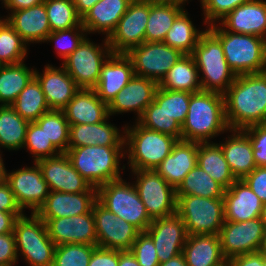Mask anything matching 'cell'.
<instances>
[{
  "mask_svg": "<svg viewBox=\"0 0 266 266\" xmlns=\"http://www.w3.org/2000/svg\"><path fill=\"white\" fill-rule=\"evenodd\" d=\"M176 213L188 235H218L225 222L223 198L176 196Z\"/></svg>",
  "mask_w": 266,
  "mask_h": 266,
  "instance_id": "cell-9",
  "label": "cell"
},
{
  "mask_svg": "<svg viewBox=\"0 0 266 266\" xmlns=\"http://www.w3.org/2000/svg\"><path fill=\"white\" fill-rule=\"evenodd\" d=\"M145 232L154 242L159 263L181 254L188 237L186 226L177 213L152 220Z\"/></svg>",
  "mask_w": 266,
  "mask_h": 266,
  "instance_id": "cell-19",
  "label": "cell"
},
{
  "mask_svg": "<svg viewBox=\"0 0 266 266\" xmlns=\"http://www.w3.org/2000/svg\"><path fill=\"white\" fill-rule=\"evenodd\" d=\"M73 167L81 176L98 188L102 184L122 178L119 165L125 154V146H83L65 152ZM121 169V170H120Z\"/></svg>",
  "mask_w": 266,
  "mask_h": 266,
  "instance_id": "cell-4",
  "label": "cell"
},
{
  "mask_svg": "<svg viewBox=\"0 0 266 266\" xmlns=\"http://www.w3.org/2000/svg\"><path fill=\"white\" fill-rule=\"evenodd\" d=\"M45 0H7L3 5L9 12L22 10L29 7H33L34 5H38Z\"/></svg>",
  "mask_w": 266,
  "mask_h": 266,
  "instance_id": "cell-58",
  "label": "cell"
},
{
  "mask_svg": "<svg viewBox=\"0 0 266 266\" xmlns=\"http://www.w3.org/2000/svg\"><path fill=\"white\" fill-rule=\"evenodd\" d=\"M191 94L186 91L166 90L158 86L154 101L182 126L187 117Z\"/></svg>",
  "mask_w": 266,
  "mask_h": 266,
  "instance_id": "cell-45",
  "label": "cell"
},
{
  "mask_svg": "<svg viewBox=\"0 0 266 266\" xmlns=\"http://www.w3.org/2000/svg\"><path fill=\"white\" fill-rule=\"evenodd\" d=\"M13 232L18 257L22 256L29 266L53 265L56 245L48 235L45 222L36 213L18 217Z\"/></svg>",
  "mask_w": 266,
  "mask_h": 266,
  "instance_id": "cell-7",
  "label": "cell"
},
{
  "mask_svg": "<svg viewBox=\"0 0 266 266\" xmlns=\"http://www.w3.org/2000/svg\"><path fill=\"white\" fill-rule=\"evenodd\" d=\"M11 106L28 122H35L44 113L50 111L40 82L35 76L19 93L15 102Z\"/></svg>",
  "mask_w": 266,
  "mask_h": 266,
  "instance_id": "cell-38",
  "label": "cell"
},
{
  "mask_svg": "<svg viewBox=\"0 0 266 266\" xmlns=\"http://www.w3.org/2000/svg\"><path fill=\"white\" fill-rule=\"evenodd\" d=\"M262 258H263L264 266H266V254H262Z\"/></svg>",
  "mask_w": 266,
  "mask_h": 266,
  "instance_id": "cell-66",
  "label": "cell"
},
{
  "mask_svg": "<svg viewBox=\"0 0 266 266\" xmlns=\"http://www.w3.org/2000/svg\"><path fill=\"white\" fill-rule=\"evenodd\" d=\"M151 3H164V4H175V5H185L188 0H147Z\"/></svg>",
  "mask_w": 266,
  "mask_h": 266,
  "instance_id": "cell-62",
  "label": "cell"
},
{
  "mask_svg": "<svg viewBox=\"0 0 266 266\" xmlns=\"http://www.w3.org/2000/svg\"><path fill=\"white\" fill-rule=\"evenodd\" d=\"M0 153H2L0 151ZM4 162H3V158H2V154H0V184L3 183L6 179V168L4 166Z\"/></svg>",
  "mask_w": 266,
  "mask_h": 266,
  "instance_id": "cell-63",
  "label": "cell"
},
{
  "mask_svg": "<svg viewBox=\"0 0 266 266\" xmlns=\"http://www.w3.org/2000/svg\"><path fill=\"white\" fill-rule=\"evenodd\" d=\"M149 1L133 0L115 30L107 38L112 54H127L145 42Z\"/></svg>",
  "mask_w": 266,
  "mask_h": 266,
  "instance_id": "cell-13",
  "label": "cell"
},
{
  "mask_svg": "<svg viewBox=\"0 0 266 266\" xmlns=\"http://www.w3.org/2000/svg\"><path fill=\"white\" fill-rule=\"evenodd\" d=\"M261 220L264 223V226L266 228V202L263 203L262 213H261Z\"/></svg>",
  "mask_w": 266,
  "mask_h": 266,
  "instance_id": "cell-65",
  "label": "cell"
},
{
  "mask_svg": "<svg viewBox=\"0 0 266 266\" xmlns=\"http://www.w3.org/2000/svg\"><path fill=\"white\" fill-rule=\"evenodd\" d=\"M1 1H2L3 4H5L7 0H1Z\"/></svg>",
  "mask_w": 266,
  "mask_h": 266,
  "instance_id": "cell-68",
  "label": "cell"
},
{
  "mask_svg": "<svg viewBox=\"0 0 266 266\" xmlns=\"http://www.w3.org/2000/svg\"><path fill=\"white\" fill-rule=\"evenodd\" d=\"M24 214V212L0 211V234L12 233L16 219Z\"/></svg>",
  "mask_w": 266,
  "mask_h": 266,
  "instance_id": "cell-57",
  "label": "cell"
},
{
  "mask_svg": "<svg viewBox=\"0 0 266 266\" xmlns=\"http://www.w3.org/2000/svg\"><path fill=\"white\" fill-rule=\"evenodd\" d=\"M219 24L233 33L266 39V1L250 0L236 7Z\"/></svg>",
  "mask_w": 266,
  "mask_h": 266,
  "instance_id": "cell-24",
  "label": "cell"
},
{
  "mask_svg": "<svg viewBox=\"0 0 266 266\" xmlns=\"http://www.w3.org/2000/svg\"><path fill=\"white\" fill-rule=\"evenodd\" d=\"M206 28L220 40L226 62L236 76L266 71V39L226 31L220 24Z\"/></svg>",
  "mask_w": 266,
  "mask_h": 266,
  "instance_id": "cell-5",
  "label": "cell"
},
{
  "mask_svg": "<svg viewBox=\"0 0 266 266\" xmlns=\"http://www.w3.org/2000/svg\"><path fill=\"white\" fill-rule=\"evenodd\" d=\"M119 250L97 247L90 258L88 266H118Z\"/></svg>",
  "mask_w": 266,
  "mask_h": 266,
  "instance_id": "cell-54",
  "label": "cell"
},
{
  "mask_svg": "<svg viewBox=\"0 0 266 266\" xmlns=\"http://www.w3.org/2000/svg\"><path fill=\"white\" fill-rule=\"evenodd\" d=\"M199 71L192 55H183L167 72L159 83L166 90L186 91L195 93L201 91Z\"/></svg>",
  "mask_w": 266,
  "mask_h": 266,
  "instance_id": "cell-33",
  "label": "cell"
},
{
  "mask_svg": "<svg viewBox=\"0 0 266 266\" xmlns=\"http://www.w3.org/2000/svg\"><path fill=\"white\" fill-rule=\"evenodd\" d=\"M158 86L152 79L134 75L108 105L109 116L134 111L137 121L147 106L154 101Z\"/></svg>",
  "mask_w": 266,
  "mask_h": 266,
  "instance_id": "cell-20",
  "label": "cell"
},
{
  "mask_svg": "<svg viewBox=\"0 0 266 266\" xmlns=\"http://www.w3.org/2000/svg\"><path fill=\"white\" fill-rule=\"evenodd\" d=\"M28 125L12 106L0 105V148L22 149Z\"/></svg>",
  "mask_w": 266,
  "mask_h": 266,
  "instance_id": "cell-37",
  "label": "cell"
},
{
  "mask_svg": "<svg viewBox=\"0 0 266 266\" xmlns=\"http://www.w3.org/2000/svg\"><path fill=\"white\" fill-rule=\"evenodd\" d=\"M182 254L188 266H227L218 235H188Z\"/></svg>",
  "mask_w": 266,
  "mask_h": 266,
  "instance_id": "cell-32",
  "label": "cell"
},
{
  "mask_svg": "<svg viewBox=\"0 0 266 266\" xmlns=\"http://www.w3.org/2000/svg\"><path fill=\"white\" fill-rule=\"evenodd\" d=\"M251 190L266 202V166L256 167L250 174L243 179Z\"/></svg>",
  "mask_w": 266,
  "mask_h": 266,
  "instance_id": "cell-53",
  "label": "cell"
},
{
  "mask_svg": "<svg viewBox=\"0 0 266 266\" xmlns=\"http://www.w3.org/2000/svg\"><path fill=\"white\" fill-rule=\"evenodd\" d=\"M227 266H264L262 253L258 251L235 256L228 261Z\"/></svg>",
  "mask_w": 266,
  "mask_h": 266,
  "instance_id": "cell-56",
  "label": "cell"
},
{
  "mask_svg": "<svg viewBox=\"0 0 266 266\" xmlns=\"http://www.w3.org/2000/svg\"><path fill=\"white\" fill-rule=\"evenodd\" d=\"M23 147L34 156V162L49 158L61 152L48 140L47 135L36 122H29Z\"/></svg>",
  "mask_w": 266,
  "mask_h": 266,
  "instance_id": "cell-47",
  "label": "cell"
},
{
  "mask_svg": "<svg viewBox=\"0 0 266 266\" xmlns=\"http://www.w3.org/2000/svg\"><path fill=\"white\" fill-rule=\"evenodd\" d=\"M97 200L140 232H145L152 222L134 184L124 181L123 178L98 187Z\"/></svg>",
  "mask_w": 266,
  "mask_h": 266,
  "instance_id": "cell-8",
  "label": "cell"
},
{
  "mask_svg": "<svg viewBox=\"0 0 266 266\" xmlns=\"http://www.w3.org/2000/svg\"><path fill=\"white\" fill-rule=\"evenodd\" d=\"M31 167H21L7 173L5 181L9 184L13 195L20 208H28L31 213H36L44 204L50 193L47 182L37 162Z\"/></svg>",
  "mask_w": 266,
  "mask_h": 266,
  "instance_id": "cell-16",
  "label": "cell"
},
{
  "mask_svg": "<svg viewBox=\"0 0 266 266\" xmlns=\"http://www.w3.org/2000/svg\"><path fill=\"white\" fill-rule=\"evenodd\" d=\"M95 217L97 246L105 249L130 251L140 231L117 217L96 200L92 207Z\"/></svg>",
  "mask_w": 266,
  "mask_h": 266,
  "instance_id": "cell-15",
  "label": "cell"
},
{
  "mask_svg": "<svg viewBox=\"0 0 266 266\" xmlns=\"http://www.w3.org/2000/svg\"><path fill=\"white\" fill-rule=\"evenodd\" d=\"M250 139L256 167L266 166V127L253 125L242 130Z\"/></svg>",
  "mask_w": 266,
  "mask_h": 266,
  "instance_id": "cell-51",
  "label": "cell"
},
{
  "mask_svg": "<svg viewBox=\"0 0 266 266\" xmlns=\"http://www.w3.org/2000/svg\"><path fill=\"white\" fill-rule=\"evenodd\" d=\"M224 219L243 222L261 217L263 202L244 180H236L224 191Z\"/></svg>",
  "mask_w": 266,
  "mask_h": 266,
  "instance_id": "cell-23",
  "label": "cell"
},
{
  "mask_svg": "<svg viewBox=\"0 0 266 266\" xmlns=\"http://www.w3.org/2000/svg\"><path fill=\"white\" fill-rule=\"evenodd\" d=\"M259 251L262 254H266V228H265V231H264L263 242H262V245H261V248H260Z\"/></svg>",
  "mask_w": 266,
  "mask_h": 266,
  "instance_id": "cell-64",
  "label": "cell"
},
{
  "mask_svg": "<svg viewBox=\"0 0 266 266\" xmlns=\"http://www.w3.org/2000/svg\"><path fill=\"white\" fill-rule=\"evenodd\" d=\"M130 251L141 266H159L160 264L154 242L146 232L138 234Z\"/></svg>",
  "mask_w": 266,
  "mask_h": 266,
  "instance_id": "cell-50",
  "label": "cell"
},
{
  "mask_svg": "<svg viewBox=\"0 0 266 266\" xmlns=\"http://www.w3.org/2000/svg\"><path fill=\"white\" fill-rule=\"evenodd\" d=\"M35 122L44 129L48 140L60 152H66L68 150L70 125L63 110H50Z\"/></svg>",
  "mask_w": 266,
  "mask_h": 266,
  "instance_id": "cell-41",
  "label": "cell"
},
{
  "mask_svg": "<svg viewBox=\"0 0 266 266\" xmlns=\"http://www.w3.org/2000/svg\"><path fill=\"white\" fill-rule=\"evenodd\" d=\"M34 76L35 69L24 61L0 67V105L11 106Z\"/></svg>",
  "mask_w": 266,
  "mask_h": 266,
  "instance_id": "cell-35",
  "label": "cell"
},
{
  "mask_svg": "<svg viewBox=\"0 0 266 266\" xmlns=\"http://www.w3.org/2000/svg\"><path fill=\"white\" fill-rule=\"evenodd\" d=\"M185 6L149 1V17L145 30V42H163L176 17Z\"/></svg>",
  "mask_w": 266,
  "mask_h": 266,
  "instance_id": "cell-36",
  "label": "cell"
},
{
  "mask_svg": "<svg viewBox=\"0 0 266 266\" xmlns=\"http://www.w3.org/2000/svg\"><path fill=\"white\" fill-rule=\"evenodd\" d=\"M27 44L4 18L0 24V62L3 65L17 64L28 54Z\"/></svg>",
  "mask_w": 266,
  "mask_h": 266,
  "instance_id": "cell-43",
  "label": "cell"
},
{
  "mask_svg": "<svg viewBox=\"0 0 266 266\" xmlns=\"http://www.w3.org/2000/svg\"><path fill=\"white\" fill-rule=\"evenodd\" d=\"M97 200V192L64 193L50 191L36 214L41 219H57L88 213Z\"/></svg>",
  "mask_w": 266,
  "mask_h": 266,
  "instance_id": "cell-25",
  "label": "cell"
},
{
  "mask_svg": "<svg viewBox=\"0 0 266 266\" xmlns=\"http://www.w3.org/2000/svg\"><path fill=\"white\" fill-rule=\"evenodd\" d=\"M204 31L197 29L188 16V12L183 10L176 17L163 43L180 50L184 55H191Z\"/></svg>",
  "mask_w": 266,
  "mask_h": 266,
  "instance_id": "cell-39",
  "label": "cell"
},
{
  "mask_svg": "<svg viewBox=\"0 0 266 266\" xmlns=\"http://www.w3.org/2000/svg\"><path fill=\"white\" fill-rule=\"evenodd\" d=\"M126 55L133 63L135 75L152 79L159 84L184 54L163 42H143Z\"/></svg>",
  "mask_w": 266,
  "mask_h": 266,
  "instance_id": "cell-12",
  "label": "cell"
},
{
  "mask_svg": "<svg viewBox=\"0 0 266 266\" xmlns=\"http://www.w3.org/2000/svg\"><path fill=\"white\" fill-rule=\"evenodd\" d=\"M264 231L261 217L243 222L225 221L218 234L223 257L229 261L235 256L258 252Z\"/></svg>",
  "mask_w": 266,
  "mask_h": 266,
  "instance_id": "cell-14",
  "label": "cell"
},
{
  "mask_svg": "<svg viewBox=\"0 0 266 266\" xmlns=\"http://www.w3.org/2000/svg\"><path fill=\"white\" fill-rule=\"evenodd\" d=\"M0 211L23 212L6 181L0 184Z\"/></svg>",
  "mask_w": 266,
  "mask_h": 266,
  "instance_id": "cell-55",
  "label": "cell"
},
{
  "mask_svg": "<svg viewBox=\"0 0 266 266\" xmlns=\"http://www.w3.org/2000/svg\"><path fill=\"white\" fill-rule=\"evenodd\" d=\"M50 191L64 193L97 192L73 167L65 152L37 161Z\"/></svg>",
  "mask_w": 266,
  "mask_h": 266,
  "instance_id": "cell-17",
  "label": "cell"
},
{
  "mask_svg": "<svg viewBox=\"0 0 266 266\" xmlns=\"http://www.w3.org/2000/svg\"><path fill=\"white\" fill-rule=\"evenodd\" d=\"M225 189L217 183L198 164L184 177L176 189V196H201L223 198Z\"/></svg>",
  "mask_w": 266,
  "mask_h": 266,
  "instance_id": "cell-40",
  "label": "cell"
},
{
  "mask_svg": "<svg viewBox=\"0 0 266 266\" xmlns=\"http://www.w3.org/2000/svg\"><path fill=\"white\" fill-rule=\"evenodd\" d=\"M97 245L66 243L56 246L52 266H88Z\"/></svg>",
  "mask_w": 266,
  "mask_h": 266,
  "instance_id": "cell-46",
  "label": "cell"
},
{
  "mask_svg": "<svg viewBox=\"0 0 266 266\" xmlns=\"http://www.w3.org/2000/svg\"><path fill=\"white\" fill-rule=\"evenodd\" d=\"M118 266H141L131 251L119 250V264Z\"/></svg>",
  "mask_w": 266,
  "mask_h": 266,
  "instance_id": "cell-60",
  "label": "cell"
},
{
  "mask_svg": "<svg viewBox=\"0 0 266 266\" xmlns=\"http://www.w3.org/2000/svg\"><path fill=\"white\" fill-rule=\"evenodd\" d=\"M250 0H200L204 21L208 26L220 22L236 7ZM217 21V22H216Z\"/></svg>",
  "mask_w": 266,
  "mask_h": 266,
  "instance_id": "cell-49",
  "label": "cell"
},
{
  "mask_svg": "<svg viewBox=\"0 0 266 266\" xmlns=\"http://www.w3.org/2000/svg\"><path fill=\"white\" fill-rule=\"evenodd\" d=\"M133 0H100L82 17V25L90 33L108 38L117 27Z\"/></svg>",
  "mask_w": 266,
  "mask_h": 266,
  "instance_id": "cell-31",
  "label": "cell"
},
{
  "mask_svg": "<svg viewBox=\"0 0 266 266\" xmlns=\"http://www.w3.org/2000/svg\"><path fill=\"white\" fill-rule=\"evenodd\" d=\"M223 95L230 130L266 123V71L237 75Z\"/></svg>",
  "mask_w": 266,
  "mask_h": 266,
  "instance_id": "cell-1",
  "label": "cell"
},
{
  "mask_svg": "<svg viewBox=\"0 0 266 266\" xmlns=\"http://www.w3.org/2000/svg\"><path fill=\"white\" fill-rule=\"evenodd\" d=\"M198 146V142L177 141L171 153L154 170L176 190L196 166Z\"/></svg>",
  "mask_w": 266,
  "mask_h": 266,
  "instance_id": "cell-27",
  "label": "cell"
},
{
  "mask_svg": "<svg viewBox=\"0 0 266 266\" xmlns=\"http://www.w3.org/2000/svg\"><path fill=\"white\" fill-rule=\"evenodd\" d=\"M8 14L5 19L27 45L44 43L51 32L44 2Z\"/></svg>",
  "mask_w": 266,
  "mask_h": 266,
  "instance_id": "cell-26",
  "label": "cell"
},
{
  "mask_svg": "<svg viewBox=\"0 0 266 266\" xmlns=\"http://www.w3.org/2000/svg\"><path fill=\"white\" fill-rule=\"evenodd\" d=\"M229 130L223 94L204 90L191 94L187 117L181 126V140L211 142V138Z\"/></svg>",
  "mask_w": 266,
  "mask_h": 266,
  "instance_id": "cell-2",
  "label": "cell"
},
{
  "mask_svg": "<svg viewBox=\"0 0 266 266\" xmlns=\"http://www.w3.org/2000/svg\"><path fill=\"white\" fill-rule=\"evenodd\" d=\"M135 125L123 127L125 135V157L131 170H154L170 153L178 141L155 130Z\"/></svg>",
  "mask_w": 266,
  "mask_h": 266,
  "instance_id": "cell-3",
  "label": "cell"
},
{
  "mask_svg": "<svg viewBox=\"0 0 266 266\" xmlns=\"http://www.w3.org/2000/svg\"><path fill=\"white\" fill-rule=\"evenodd\" d=\"M15 234H0V266H14L18 260Z\"/></svg>",
  "mask_w": 266,
  "mask_h": 266,
  "instance_id": "cell-52",
  "label": "cell"
},
{
  "mask_svg": "<svg viewBox=\"0 0 266 266\" xmlns=\"http://www.w3.org/2000/svg\"><path fill=\"white\" fill-rule=\"evenodd\" d=\"M87 36V31L81 24L78 27L50 32L44 42H54L58 57L65 60L72 54Z\"/></svg>",
  "mask_w": 266,
  "mask_h": 266,
  "instance_id": "cell-48",
  "label": "cell"
},
{
  "mask_svg": "<svg viewBox=\"0 0 266 266\" xmlns=\"http://www.w3.org/2000/svg\"><path fill=\"white\" fill-rule=\"evenodd\" d=\"M35 77L40 82L50 110H63L80 89L62 66L58 68L47 64L40 74L35 68Z\"/></svg>",
  "mask_w": 266,
  "mask_h": 266,
  "instance_id": "cell-22",
  "label": "cell"
},
{
  "mask_svg": "<svg viewBox=\"0 0 266 266\" xmlns=\"http://www.w3.org/2000/svg\"><path fill=\"white\" fill-rule=\"evenodd\" d=\"M159 266H188L183 254H179L176 257L169 259L163 263H160Z\"/></svg>",
  "mask_w": 266,
  "mask_h": 266,
  "instance_id": "cell-61",
  "label": "cell"
},
{
  "mask_svg": "<svg viewBox=\"0 0 266 266\" xmlns=\"http://www.w3.org/2000/svg\"><path fill=\"white\" fill-rule=\"evenodd\" d=\"M76 6L78 15L82 18L100 0H71Z\"/></svg>",
  "mask_w": 266,
  "mask_h": 266,
  "instance_id": "cell-59",
  "label": "cell"
},
{
  "mask_svg": "<svg viewBox=\"0 0 266 266\" xmlns=\"http://www.w3.org/2000/svg\"><path fill=\"white\" fill-rule=\"evenodd\" d=\"M110 116L100 123L69 126L68 149L83 146H125V135L111 124Z\"/></svg>",
  "mask_w": 266,
  "mask_h": 266,
  "instance_id": "cell-28",
  "label": "cell"
},
{
  "mask_svg": "<svg viewBox=\"0 0 266 266\" xmlns=\"http://www.w3.org/2000/svg\"><path fill=\"white\" fill-rule=\"evenodd\" d=\"M3 20H4V19H3L2 16H1V17H0V24L3 22Z\"/></svg>",
  "mask_w": 266,
  "mask_h": 266,
  "instance_id": "cell-67",
  "label": "cell"
},
{
  "mask_svg": "<svg viewBox=\"0 0 266 266\" xmlns=\"http://www.w3.org/2000/svg\"><path fill=\"white\" fill-rule=\"evenodd\" d=\"M46 12L51 32L78 27L82 18L71 0H45Z\"/></svg>",
  "mask_w": 266,
  "mask_h": 266,
  "instance_id": "cell-42",
  "label": "cell"
},
{
  "mask_svg": "<svg viewBox=\"0 0 266 266\" xmlns=\"http://www.w3.org/2000/svg\"><path fill=\"white\" fill-rule=\"evenodd\" d=\"M197 164L225 190L236 181L218 143H199Z\"/></svg>",
  "mask_w": 266,
  "mask_h": 266,
  "instance_id": "cell-34",
  "label": "cell"
},
{
  "mask_svg": "<svg viewBox=\"0 0 266 266\" xmlns=\"http://www.w3.org/2000/svg\"><path fill=\"white\" fill-rule=\"evenodd\" d=\"M231 135L221 146L225 160L236 180H243L255 168L253 147L249 137L242 130H229Z\"/></svg>",
  "mask_w": 266,
  "mask_h": 266,
  "instance_id": "cell-30",
  "label": "cell"
},
{
  "mask_svg": "<svg viewBox=\"0 0 266 266\" xmlns=\"http://www.w3.org/2000/svg\"><path fill=\"white\" fill-rule=\"evenodd\" d=\"M134 186L151 220L176 213V190L155 170H131Z\"/></svg>",
  "mask_w": 266,
  "mask_h": 266,
  "instance_id": "cell-11",
  "label": "cell"
},
{
  "mask_svg": "<svg viewBox=\"0 0 266 266\" xmlns=\"http://www.w3.org/2000/svg\"><path fill=\"white\" fill-rule=\"evenodd\" d=\"M56 246L66 243L97 245L95 217L92 209L83 215L42 219Z\"/></svg>",
  "mask_w": 266,
  "mask_h": 266,
  "instance_id": "cell-18",
  "label": "cell"
},
{
  "mask_svg": "<svg viewBox=\"0 0 266 266\" xmlns=\"http://www.w3.org/2000/svg\"><path fill=\"white\" fill-rule=\"evenodd\" d=\"M134 75L133 63L126 54H111L101 67L94 89L98 97L109 105Z\"/></svg>",
  "mask_w": 266,
  "mask_h": 266,
  "instance_id": "cell-21",
  "label": "cell"
},
{
  "mask_svg": "<svg viewBox=\"0 0 266 266\" xmlns=\"http://www.w3.org/2000/svg\"><path fill=\"white\" fill-rule=\"evenodd\" d=\"M63 112L69 125L95 124L109 117L108 105L98 97L95 89L80 88Z\"/></svg>",
  "mask_w": 266,
  "mask_h": 266,
  "instance_id": "cell-29",
  "label": "cell"
},
{
  "mask_svg": "<svg viewBox=\"0 0 266 266\" xmlns=\"http://www.w3.org/2000/svg\"><path fill=\"white\" fill-rule=\"evenodd\" d=\"M199 71L201 89L224 94L236 75L226 62L220 40L207 28L191 54ZM202 73V74H201Z\"/></svg>",
  "mask_w": 266,
  "mask_h": 266,
  "instance_id": "cell-6",
  "label": "cell"
},
{
  "mask_svg": "<svg viewBox=\"0 0 266 266\" xmlns=\"http://www.w3.org/2000/svg\"><path fill=\"white\" fill-rule=\"evenodd\" d=\"M137 122L148 129L181 140V125L170 117L155 101L144 110Z\"/></svg>",
  "mask_w": 266,
  "mask_h": 266,
  "instance_id": "cell-44",
  "label": "cell"
},
{
  "mask_svg": "<svg viewBox=\"0 0 266 266\" xmlns=\"http://www.w3.org/2000/svg\"><path fill=\"white\" fill-rule=\"evenodd\" d=\"M103 43L97 45L85 37L78 48L63 60L61 66L74 79L79 88H95L101 67L112 54L107 38H104Z\"/></svg>",
  "mask_w": 266,
  "mask_h": 266,
  "instance_id": "cell-10",
  "label": "cell"
}]
</instances>
